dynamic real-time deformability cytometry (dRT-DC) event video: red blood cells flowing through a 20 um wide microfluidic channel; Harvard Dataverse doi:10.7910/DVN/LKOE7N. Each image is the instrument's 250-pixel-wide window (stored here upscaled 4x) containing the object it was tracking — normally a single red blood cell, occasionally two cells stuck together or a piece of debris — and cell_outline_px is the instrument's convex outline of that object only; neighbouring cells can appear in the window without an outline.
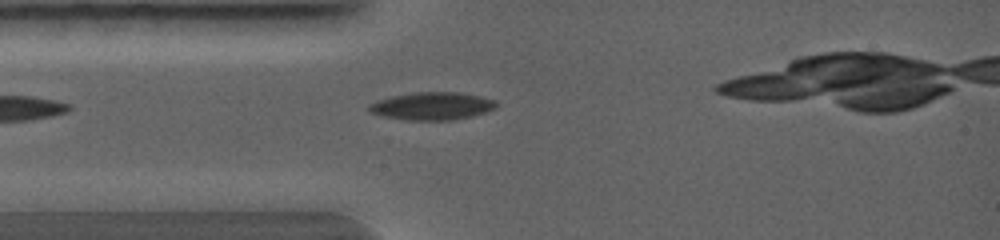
{"species": "common noctule bat (a hibernating species)", "species_latin": "Nyctalus noctula", "temperature_condition": "warm", "stored_images_in_passage": 12, "camera_frame_rate_fps": 5000, "um_per_image_px": 0.085, "animal": {"sex": "female", "body_mass_g": 19.0, "forearm_length_mm": 56.7}, "frame": {"image": 1, "passage_image": 1, "time_ms": 0.0, "image_size_px": [1000, 240], "cell_outline_px": [[500, 104], [496, 108], [472, 116], [452, 120], [408, 120], [380, 116], [368, 112], [368, 104], [376, 100], [392, 96], [416, 92], [460, 92], [480, 96], [496, 100]], "centroid_in_image_um": [36.72, 9.01], "position_along_channel_um": 48.3, "area_um2": 20.81}}
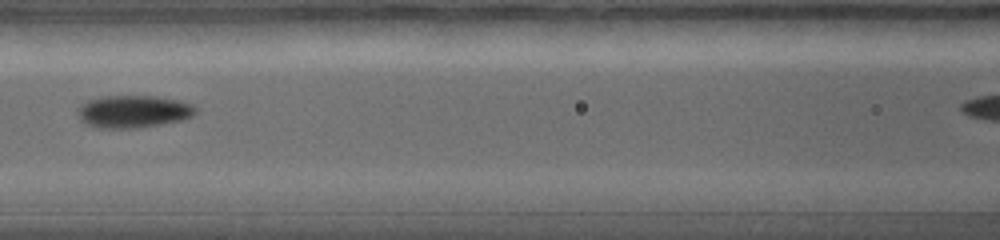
{"frame": {"image": 2, "passage_image": 5, "time_ms": 1.6, "image_size_px": [1000, 240], "cell_outline_px": [[196, 112], [192, 116], [184, 120], [136, 128], [96, 128], [84, 124], [80, 120], [80, 108], [88, 100], [104, 96], [156, 96], [180, 100], [192, 104], [196, 108]], "centroid_in_image_um": [11.38, 9.48], "position_along_channel_um": 155.2, "area_um2": 22.25}}
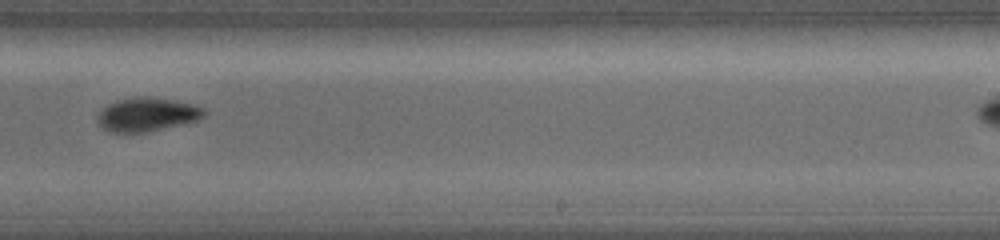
{"frame": {"image": 3, "passage_image": 9, "time_ms": 3.4, "image_size_px": [1000, 240], "cell_outline_px": [[204, 116], [196, 120], [184, 124], [148, 132], [108, 132], [100, 128], [96, 120], [96, 116], [108, 104], [120, 100], [140, 96], [144, 96], [172, 100], [196, 104], [204, 108]], "centroid_in_image_um": [12.48, 9.75], "position_along_channel_um": 276.5, "area_um2": 20.98}}